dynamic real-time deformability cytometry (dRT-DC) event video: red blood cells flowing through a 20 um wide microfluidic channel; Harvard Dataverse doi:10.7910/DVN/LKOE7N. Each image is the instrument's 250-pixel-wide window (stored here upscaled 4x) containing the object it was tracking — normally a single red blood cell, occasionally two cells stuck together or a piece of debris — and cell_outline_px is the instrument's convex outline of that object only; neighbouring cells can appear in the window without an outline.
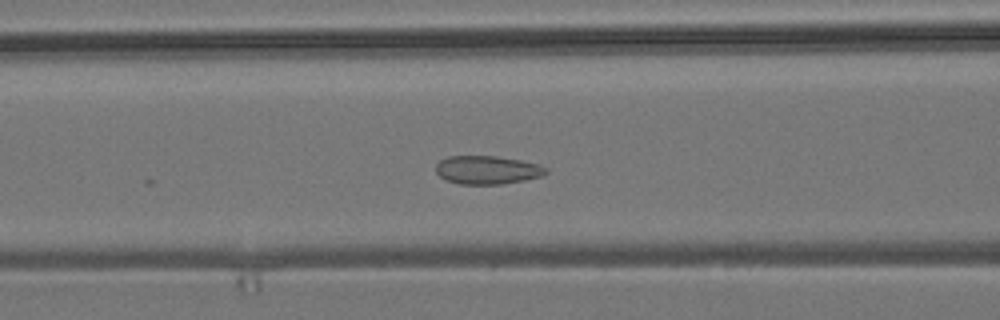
{"species": "common noctule bat (a hibernating species)", "species_latin": "Nyctalus noctula", "temperature_condition": "room temperature", "stored_images_in_passage": 26, "camera_frame_rate_fps": 3000, "um_per_image_px": 0.085, "animal": {"sex": "male", "body_mass_g": 19.2, "forearm_length_mm": 51.8}, "frame": {"image": 1, "passage_image": 22, "time_ms": 7.0, "image_size_px": [1000, 320], "cell_outline_px": [[548, 172], [540, 176], [524, 180], [504, 184], [460, 184], [444, 180], [436, 172], [436, 164], [440, 160], [448, 156], [496, 156], [520, 160], [540, 164], [548, 168]], "centroid_in_image_um": [41.41, 14.44], "position_along_channel_um": 125.2, "area_um2": 18.32}}
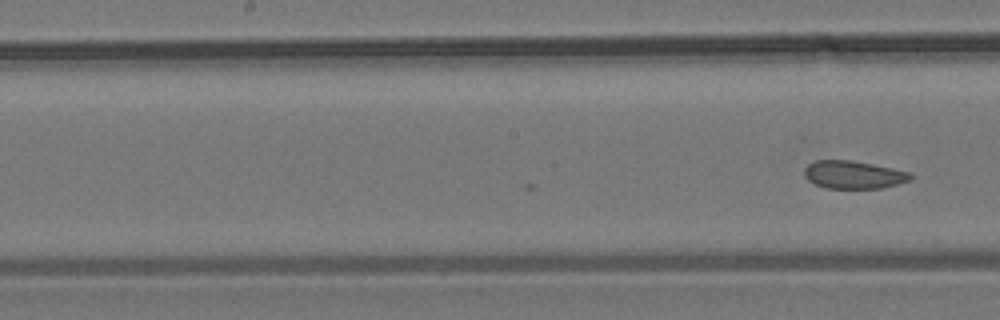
{"frame": {"image": 2, "passage_image": 26, "time_ms": 8.333, "image_size_px": [1000, 320], "cell_outline_px": [[912, 176], [908, 180], [896, 184], [880, 188], [824, 188], [808, 180], [804, 176], [804, 168], [808, 164], [816, 160], [852, 160], [892, 168], [908, 172]], "centroid_in_image_um": [72.48, 14.84], "position_along_channel_um": 175.7, "area_um2": 17.05}}